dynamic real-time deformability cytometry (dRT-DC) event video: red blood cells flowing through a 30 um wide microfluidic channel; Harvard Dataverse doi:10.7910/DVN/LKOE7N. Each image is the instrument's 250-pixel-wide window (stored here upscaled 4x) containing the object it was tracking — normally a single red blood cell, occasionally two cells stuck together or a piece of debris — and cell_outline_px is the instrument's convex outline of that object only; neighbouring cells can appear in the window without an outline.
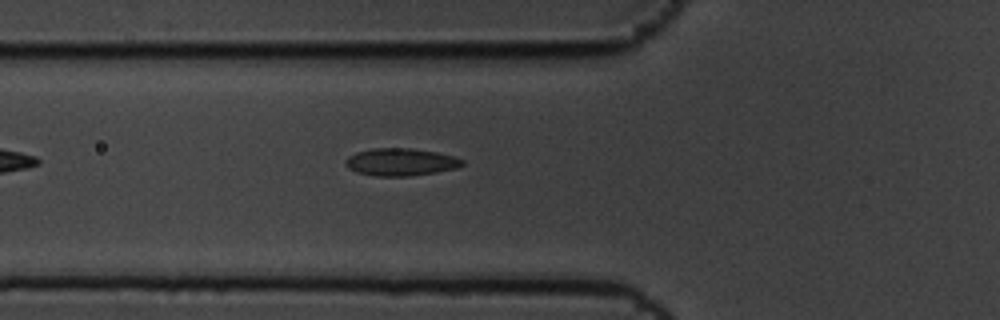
{"species": "common noctule bat (a hibernating species)", "species_latin": "Nyctalus noctula", "temperature_condition": "cold", "stored_images_in_passage": 2, "camera_frame_rate_fps": 3000, "um_per_image_px": 0.085, "animal": {"sex": "male", "body_mass_g": 19.5, "forearm_length_mm": 54.6}, "frame": {"image": 1, "passage_image": 2, "time_ms": 0.333, "image_size_px": [1000, 320], "cell_outline_px": [[464, 164], [456, 168], [436, 172], [408, 176], [376, 176], [356, 172], [348, 168], [344, 164], [344, 160], [348, 156], [356, 152], [372, 148], [412, 148], [436, 152], [452, 156], [464, 160]], "centroid_in_image_um": [34.02, 13.77], "position_along_channel_um": 91.8, "area_um2": 18.73}}